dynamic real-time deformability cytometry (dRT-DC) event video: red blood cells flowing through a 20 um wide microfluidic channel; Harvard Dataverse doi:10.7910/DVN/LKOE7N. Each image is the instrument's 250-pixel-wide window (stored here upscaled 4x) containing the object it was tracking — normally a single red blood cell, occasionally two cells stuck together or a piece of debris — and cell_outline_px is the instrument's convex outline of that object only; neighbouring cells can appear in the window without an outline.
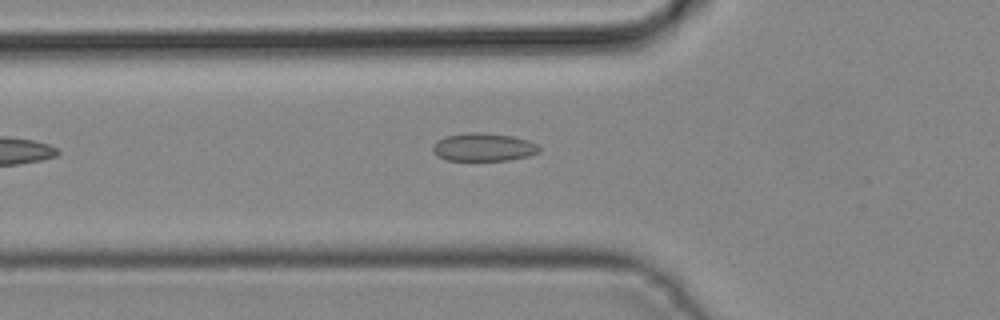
{"species": "common noctule bat (a hibernating species)", "species_latin": "Nyctalus noctula", "temperature_condition": "cold", "stored_images_in_passage": 8, "camera_frame_rate_fps": 3000, "um_per_image_px": 0.085, "animal": {"sex": "male", "body_mass_g": 19.2, "forearm_length_mm": 51.8}, "frame": {"image": 1, "passage_image": 4, "time_ms": 1.0, "image_size_px": [1000, 320], "cell_outline_px": [[540, 152], [528, 156], [508, 160], [448, 160], [436, 156], [432, 152], [432, 144], [436, 140], [444, 136], [468, 132], [484, 132], [512, 136], [528, 140], [536, 144], [540, 148]], "centroid_in_image_um": [41.05, 12.5], "position_along_channel_um": 84.8, "area_um2": 17.63}}